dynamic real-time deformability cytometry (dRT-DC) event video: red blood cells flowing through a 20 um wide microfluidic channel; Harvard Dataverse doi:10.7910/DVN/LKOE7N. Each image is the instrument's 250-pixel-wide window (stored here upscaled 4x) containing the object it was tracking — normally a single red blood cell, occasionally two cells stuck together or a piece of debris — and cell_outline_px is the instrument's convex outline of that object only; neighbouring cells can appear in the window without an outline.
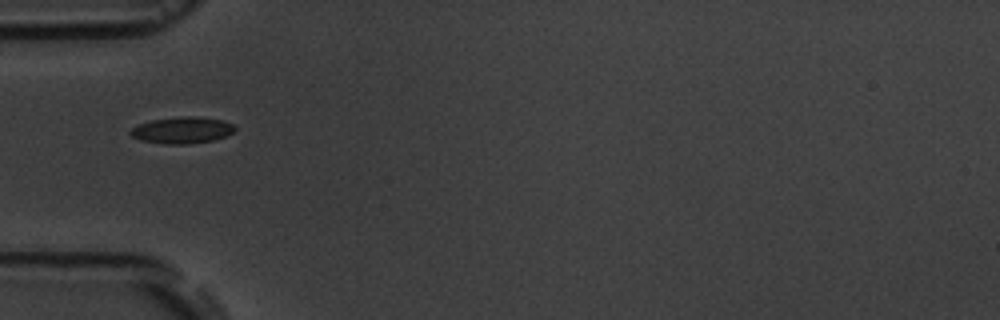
{"species": "common noctule bat (a hibernating species)", "species_latin": "Nyctalus noctula", "temperature_condition": "room temperature", "stored_images_in_passage": 2, "camera_frame_rate_fps": 3000, "um_per_image_px": 0.085, "animal": {"sex": "male", "body_mass_g": 19.5, "forearm_length_mm": 54.6}, "frame": {"image": 1, "passage_image": 1, "time_ms": 0.0, "image_size_px": [1000, 320], "cell_outline_px": [[236, 128], [232, 132], [224, 136], [212, 140], [184, 144], [164, 144], [140, 140], [132, 136], [128, 132], [132, 128], [140, 124], [152, 120], [180, 116], [196, 116], [224, 120], [232, 124]], "centroid_in_image_um": [15.46, 11.05], "position_along_channel_um": 69.5, "area_um2": 16.01}}
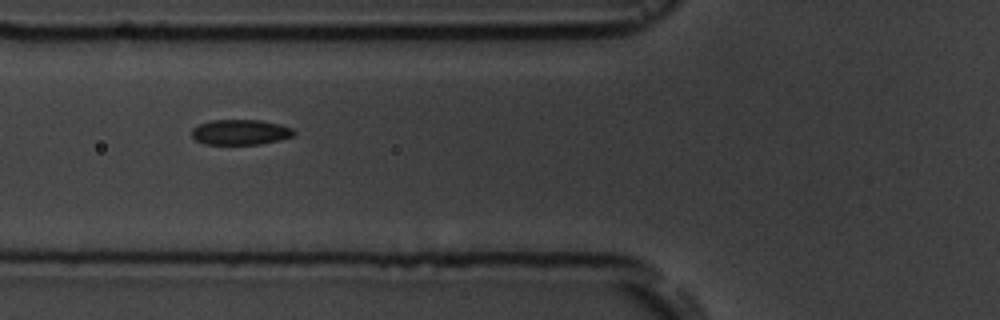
{"frame": {"image": 2, "passage_image": 2, "time_ms": 1.0, "image_size_px": [1000, 320], "cell_outline_px": [[296, 132], [292, 136], [280, 140], [260, 144], [204, 144], [196, 140], [192, 136], [192, 128], [200, 124], [212, 120], [260, 120], [280, 124], [292, 128]], "centroid_in_image_um": [20.44, 11.23], "position_along_channel_um": 105.4, "area_um2": 15.03}}